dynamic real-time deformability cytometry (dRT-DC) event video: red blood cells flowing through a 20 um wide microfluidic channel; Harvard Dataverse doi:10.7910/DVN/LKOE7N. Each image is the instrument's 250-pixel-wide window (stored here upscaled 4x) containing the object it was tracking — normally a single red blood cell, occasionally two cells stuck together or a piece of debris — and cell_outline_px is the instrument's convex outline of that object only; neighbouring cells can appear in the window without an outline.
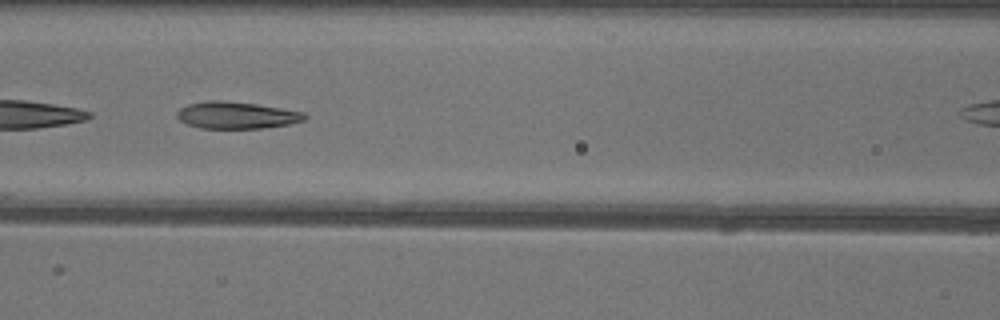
{"species": "common noctule bat (a hibernating species)", "species_latin": "Nyctalus noctula", "temperature_condition": "warm", "stored_images_in_passage": 34, "camera_frame_rate_fps": 3000, "um_per_image_px": 0.085, "animal": {"sex": "female"}, "frame": {"image": 1, "passage_image": 15, "time_ms": 4.667, "image_size_px": [1000, 320], "cell_outline_px": [[308, 116], [304, 120], [288, 124], [264, 128], [200, 128], [188, 124], [180, 120], [176, 116], [176, 112], [180, 108], [188, 104], [208, 100], [220, 100], [256, 104], [304, 112]], "centroid_in_image_um": [20.09, 9.79], "position_along_channel_um": 146.5, "area_um2": 19.94}}